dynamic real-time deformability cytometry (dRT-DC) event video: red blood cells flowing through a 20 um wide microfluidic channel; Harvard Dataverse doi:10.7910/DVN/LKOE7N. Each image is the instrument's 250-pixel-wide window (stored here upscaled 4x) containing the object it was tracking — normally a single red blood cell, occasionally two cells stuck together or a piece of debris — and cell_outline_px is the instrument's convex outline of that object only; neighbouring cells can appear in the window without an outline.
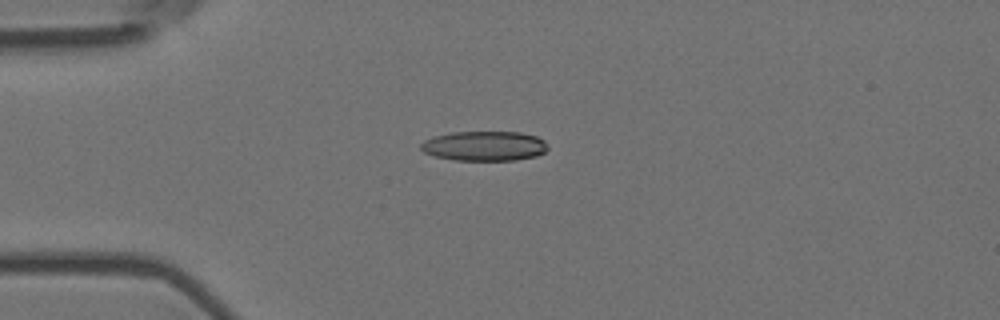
{"species": "Egyptian fruit bat (a non-hibernating species)", "species_latin": "Rousettus aegyptiacus", "temperature_condition": "room temperature", "stored_images_in_passage": 4, "camera_frame_rate_fps": 3000, "um_per_image_px": 0.085, "animal": {"sex": "female"}, "frame": {"image": 1, "passage_image": 4, "time_ms": 1.0, "image_size_px": [1000, 320], "cell_outline_px": [[548, 148], [544, 152], [536, 156], [516, 160], [456, 160], [432, 156], [424, 152], [420, 148], [420, 144], [424, 140], [432, 136], [452, 132], [520, 132], [536, 136], [544, 140], [548, 144]], "centroid_in_image_um": [41.16, 12.4], "position_along_channel_um": 43.8, "area_um2": 22.2}}